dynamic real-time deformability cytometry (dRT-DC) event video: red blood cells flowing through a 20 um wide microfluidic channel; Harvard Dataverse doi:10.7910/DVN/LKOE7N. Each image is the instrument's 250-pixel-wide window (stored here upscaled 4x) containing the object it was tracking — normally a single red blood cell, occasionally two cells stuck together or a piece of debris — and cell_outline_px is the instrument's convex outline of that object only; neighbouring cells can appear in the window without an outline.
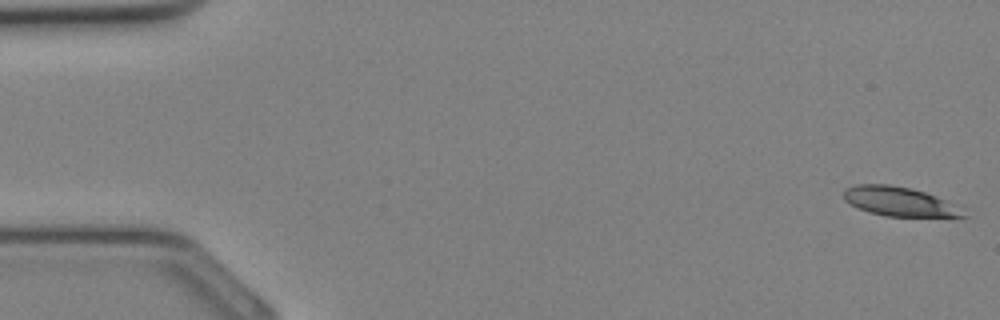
{"species": "Egyptian fruit bat (a non-hibernating species)", "species_latin": "Rousettus aegyptiacus", "temperature_condition": "cold", "stored_images_in_passage": 34, "camera_frame_rate_fps": 3000, "um_per_image_px": 0.085, "animal": {"sex": "female"}, "frame": {"image": 1, "passage_image": 1, "time_ms": 0.0, "image_size_px": [1000, 320], "cell_outline_px": [[968, 216], [884, 216], [868, 212], [844, 200], [844, 188], [856, 184], [888, 184], [912, 188], [936, 196], [952, 204]], "centroid_in_image_um": [76.35, 17.11], "position_along_channel_um": 8.6, "area_um2": 19.94}}
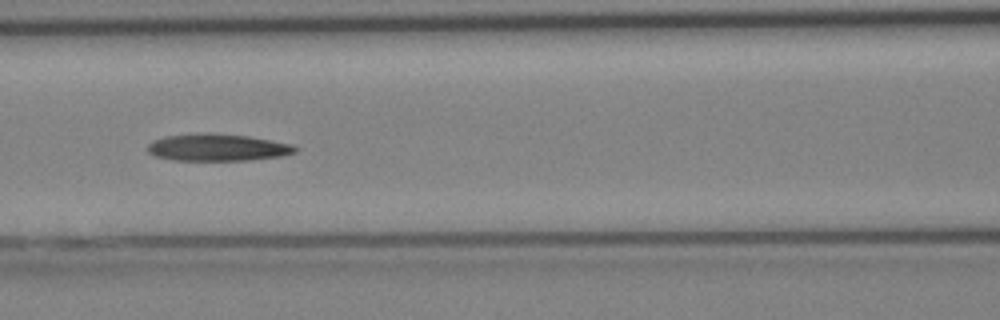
{"frame": {"image": 2, "passage_image": 15, "time_ms": 4.667, "image_size_px": [1000, 320], "cell_outline_px": [[300, 148], [296, 152], [280, 156], [248, 160], [172, 160], [156, 156], [148, 152], [148, 144], [152, 140], [164, 136], [196, 132], [208, 132], [248, 136], [272, 140], [292, 144]], "centroid_in_image_um": [18.47, 12.51], "position_along_channel_um": 148.1, "area_um2": 23.58}}
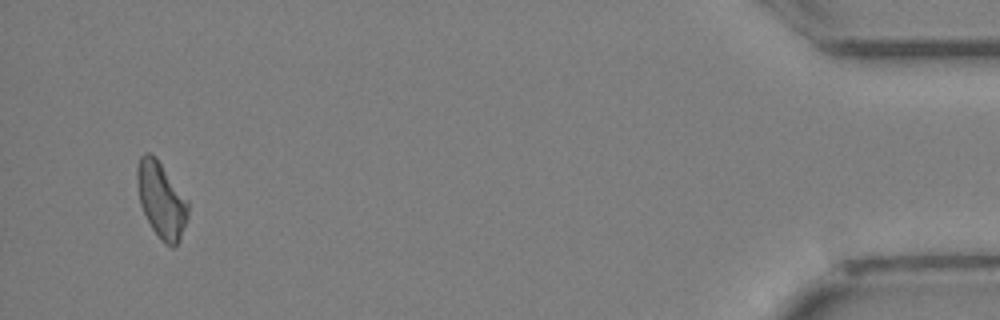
{"frame": {"image": 3, "passage_image": 33, "time_ms": 10.667, "image_size_px": [1000, 320], "cell_outline_px": [[188, 216], [180, 240], [172, 248], [160, 240], [152, 228], [140, 204], [136, 180], [136, 168], [140, 156], [144, 152], [148, 152], [156, 156], [188, 200]], "centroid_in_image_um": [13.7, 16.97], "position_along_channel_um": 421.5, "area_um2": 22.66}}